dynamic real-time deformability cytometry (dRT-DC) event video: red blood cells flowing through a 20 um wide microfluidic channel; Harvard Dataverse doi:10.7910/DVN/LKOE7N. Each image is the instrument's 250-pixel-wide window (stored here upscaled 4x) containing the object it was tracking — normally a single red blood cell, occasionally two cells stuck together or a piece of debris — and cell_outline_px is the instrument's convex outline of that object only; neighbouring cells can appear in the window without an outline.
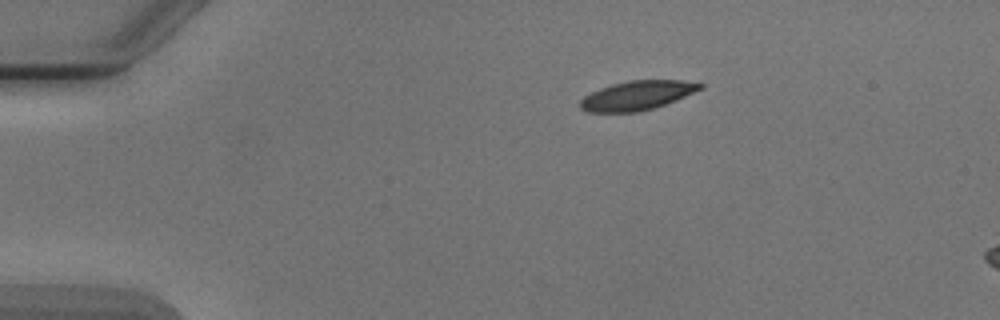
{"species": "Egyptian fruit bat (a non-hibernating species)", "species_latin": "Rousettus aegyptiacus", "temperature_condition": "cold", "stored_images_in_passage": 2, "camera_frame_rate_fps": 3000, "um_per_image_px": 0.085, "animal": {"sex": "male"}, "frame": {"image": 1, "passage_image": 1, "time_ms": 0.0, "image_size_px": [1000, 320], "cell_outline_px": [[704, 88], [676, 100], [652, 108], [636, 112], [588, 112], [580, 108], [580, 100], [584, 96], [600, 88], [612, 84], [628, 80], [680, 80], [704, 84]], "centroid_in_image_um": [54.15, 8.1], "position_along_channel_um": 30.8, "area_um2": 20.29}}